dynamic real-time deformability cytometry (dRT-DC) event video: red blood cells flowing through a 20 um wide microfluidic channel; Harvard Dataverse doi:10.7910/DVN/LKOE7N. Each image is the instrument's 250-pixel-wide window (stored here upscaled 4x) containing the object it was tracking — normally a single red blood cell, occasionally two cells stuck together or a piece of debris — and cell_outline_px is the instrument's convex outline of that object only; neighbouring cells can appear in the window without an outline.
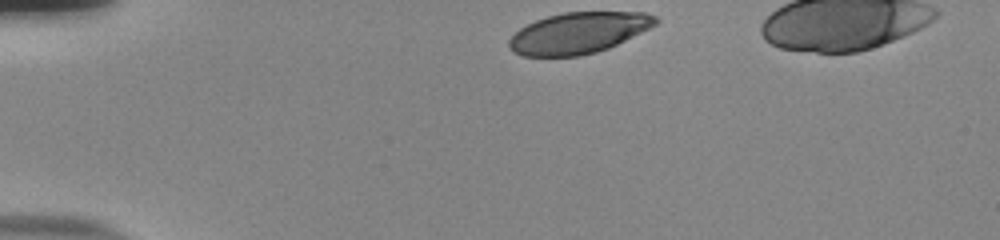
{"species": "human", "species_latin": "Homo sapiens", "temperature_condition": "room temperature", "stored_images_in_passage": 35, "camera_frame_rate_fps": 3000, "um_per_image_px": 0.085, "donor": {"sex": "male"}, "frame": {"image": 1, "passage_image": 1, "time_ms": 0.0, "image_size_px": [1000, 240], "cell_outline_px": [[660, 20], [656, 24], [608, 48], [596, 52], [580, 56], [524, 56], [512, 52], [508, 44], [508, 40], [520, 28], [536, 20], [548, 16], [564, 12], [644, 12], [656, 16]], "centroid_in_image_um": [49.14, 2.8], "position_along_channel_um": 35.9, "area_um2": 34.85}}
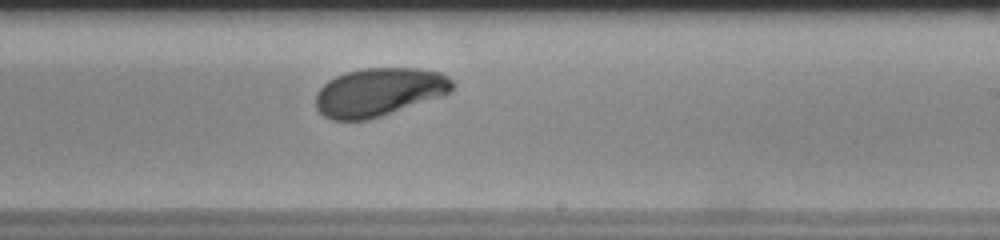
{"frame": {"image": 2, "passage_image": 23, "time_ms": 7.333, "image_size_px": [1000, 240], "cell_outline_px": [[452, 88], [448, 92], [440, 96], [368, 120], [332, 120], [324, 116], [316, 108], [316, 92], [328, 80], [344, 72], [364, 68], [416, 68], [444, 72], [452, 80]], "centroid_in_image_um": [32.18, 7.81], "position_along_channel_um": 256.8, "area_um2": 38.26}}
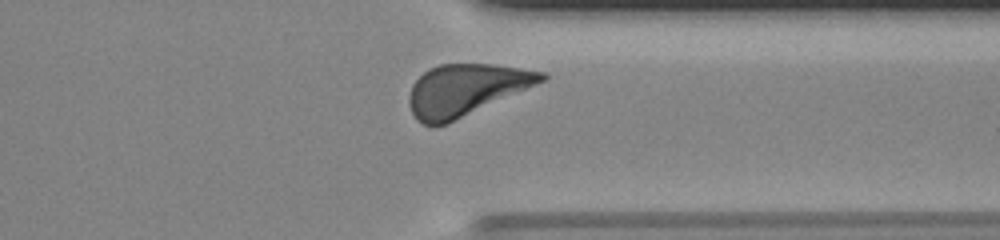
{"frame": {"image": 3, "passage_image": 32, "time_ms": 10.333, "image_size_px": [1000, 240], "cell_outline_px": [[548, 76], [544, 80], [536, 84], [448, 124], [432, 128], [416, 120], [408, 104], [408, 96], [412, 84], [428, 68], [440, 64], [492, 64], [544, 72]], "centroid_in_image_um": [39.52, 7.66], "position_along_channel_um": 371.9, "area_um2": 39.65}, "authors_computed_cell_mechanics": {"area_um2": 38.4948, "velocity_mm_per_s": 3.8307, "shape_relaxation_time_tau1_ms": 3.0511, "shape_relaxation_time_tau2_ms": null, "deformation_change_tau1": 0.1657, "deformation_change_tau2": null}}